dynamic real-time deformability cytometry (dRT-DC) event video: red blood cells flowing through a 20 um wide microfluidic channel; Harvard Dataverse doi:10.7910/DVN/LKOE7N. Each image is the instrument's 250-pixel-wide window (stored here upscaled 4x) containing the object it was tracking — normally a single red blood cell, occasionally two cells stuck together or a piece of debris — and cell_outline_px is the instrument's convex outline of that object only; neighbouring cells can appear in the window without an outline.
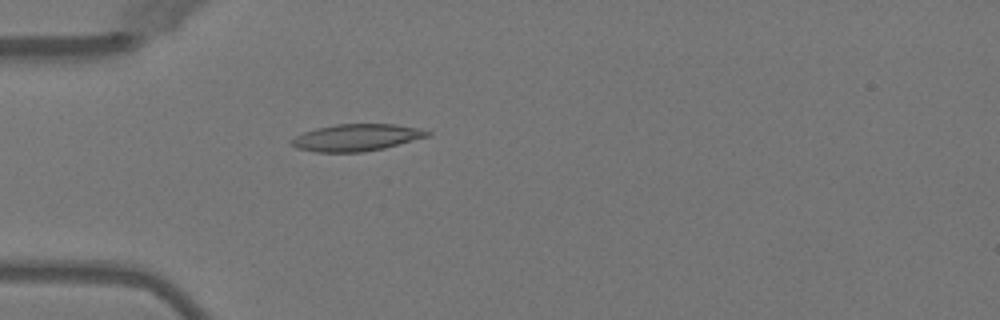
{"species": "Egyptian fruit bat (a non-hibernating species)", "species_latin": "Rousettus aegyptiacus", "temperature_condition": "warm", "stored_images_in_passage": 50, "camera_frame_rate_fps": 3000, "um_per_image_px": 0.085, "animal": {"sex": "female"}, "frame": {"image": 1, "passage_image": 15, "time_ms": 4.667, "image_size_px": [1000, 320], "cell_outline_px": [[432, 132], [428, 136], [384, 148], [360, 152], [316, 152], [296, 148], [288, 140], [304, 132], [316, 128], [336, 124], [396, 124], [420, 128]], "centroid_in_image_um": [30.28, 11.68], "position_along_channel_um": 54.7, "area_um2": 21.27}}
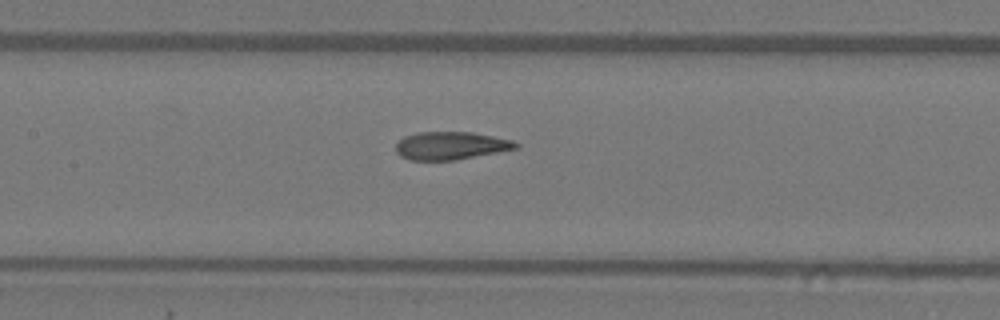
{"frame": {"image": 2, "passage_image": 24, "time_ms": 7.667, "image_size_px": [1000, 320], "cell_outline_px": [[520, 148], [456, 160], [408, 160], [400, 156], [396, 152], [396, 144], [404, 136], [416, 132], [472, 132], [512, 140], [520, 144]], "centroid_in_image_um": [38.32, 12.38], "position_along_channel_um": 169.1, "area_um2": 19.65}}
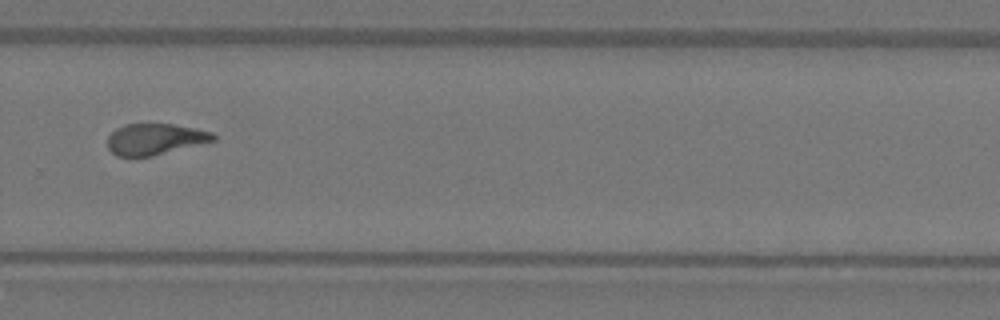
{"frame": {"image": 3, "passage_image": 35, "time_ms": 11.333, "image_size_px": [1000, 320], "cell_outline_px": [[216, 140], [152, 156], [116, 156], [108, 148], [108, 136], [116, 128], [124, 124], [172, 124], [212, 132], [216, 136]], "centroid_in_image_um": [13.15, 11.82], "position_along_channel_um": 316.6, "area_um2": 19.02}, "authors_computed_cell_mechanics": {"area_um2": 20.2011, "velocity_mm_per_s": 4.0501, "shape_relaxation_time_tau1_ms": 6.9614, "shape_relaxation_time_tau2_ms": 1.7216, "deformation_change_tau1": 0.2195, "deformation_change_tau2": 0.0933}}